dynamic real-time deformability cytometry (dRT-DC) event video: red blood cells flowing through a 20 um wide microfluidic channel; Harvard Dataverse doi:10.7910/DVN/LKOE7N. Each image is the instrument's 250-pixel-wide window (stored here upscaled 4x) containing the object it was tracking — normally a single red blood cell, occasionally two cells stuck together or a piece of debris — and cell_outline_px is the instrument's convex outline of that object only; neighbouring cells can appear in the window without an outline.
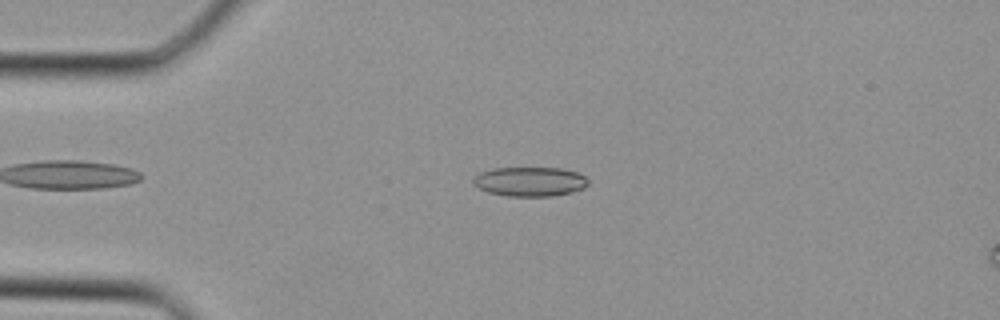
{"species": "Egyptian fruit bat (a non-hibernating species)", "species_latin": "Rousettus aegyptiacus", "temperature_condition": "cold", "stored_images_in_passage": 15, "camera_frame_rate_fps": 3000, "um_per_image_px": 0.085, "animal": {"sex": "female"}, "frame": {"image": 1, "passage_image": 8, "time_ms": 2.333, "image_size_px": [1000, 320], "cell_outline_px": [[588, 184], [584, 188], [572, 192], [552, 196], [508, 196], [488, 192], [472, 184], [472, 180], [480, 172], [492, 168], [560, 168], [576, 172], [584, 176], [588, 180]], "centroid_in_image_um": [45.03, 15.43], "position_along_channel_um": 40.0, "area_um2": 19.65}}
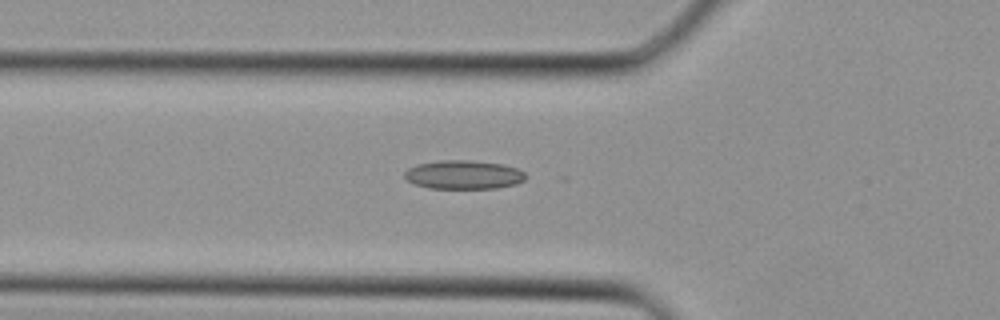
{"frame": {"image": 2, "passage_image": 12, "time_ms": 3.667, "image_size_px": [1000, 320], "cell_outline_px": [[524, 180], [516, 184], [496, 188], [428, 188], [416, 184], [408, 180], [404, 176], [404, 172], [408, 168], [416, 164], [440, 160], [468, 160], [504, 164], [516, 168], [524, 172]], "centroid_in_image_um": [39.39, 14.84], "position_along_channel_um": 86.4, "area_um2": 20.23}}
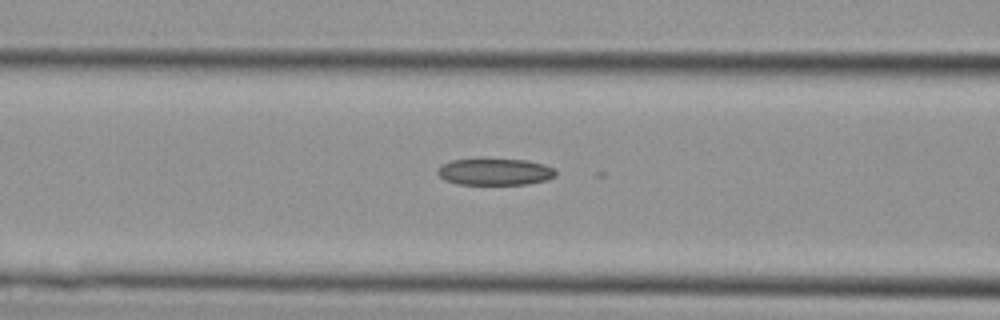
{"frame": {"image": 3, "passage_image": 14, "time_ms": 4.333, "image_size_px": [1000, 320], "cell_outline_px": [[556, 176], [548, 180], [528, 184], [456, 184], [444, 180], [436, 172], [440, 164], [452, 160], [528, 160], [544, 164], [556, 168]], "centroid_in_image_um": [42.1, 14.62], "position_along_channel_um": 124.5, "area_um2": 18.38}}